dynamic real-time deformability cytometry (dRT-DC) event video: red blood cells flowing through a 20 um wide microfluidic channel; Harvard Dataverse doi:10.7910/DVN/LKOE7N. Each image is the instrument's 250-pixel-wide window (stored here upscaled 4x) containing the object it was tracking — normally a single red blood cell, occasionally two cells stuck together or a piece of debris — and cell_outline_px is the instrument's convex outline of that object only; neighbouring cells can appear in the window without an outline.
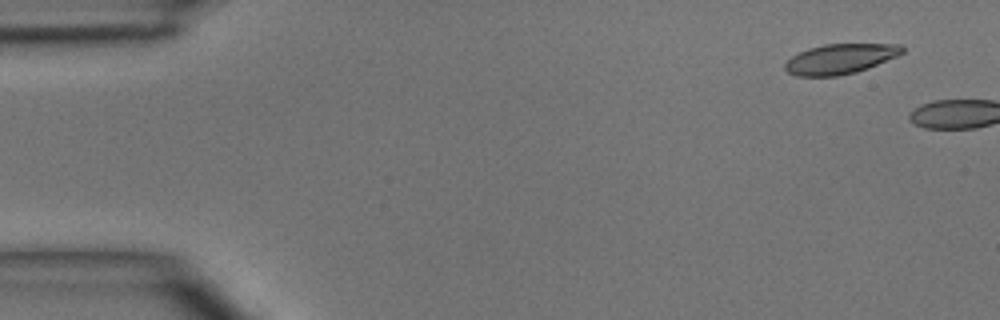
{"species": "common noctule bat (a hibernating species)", "species_latin": "Nyctalus noctula", "temperature_condition": "room temperature", "stored_images_in_passage": 2, "camera_frame_rate_fps": 3000, "um_per_image_px": 0.085, "animal": {"sex": "male", "body_mass_g": 15.6}, "frame": {"image": 1, "passage_image": 1, "time_ms": 0.0, "image_size_px": [1000, 320], "cell_outline_px": [[904, 52], [896, 56], [868, 68], [856, 72], [836, 76], [796, 76], [788, 72], [784, 68], [784, 64], [792, 56], [808, 48], [824, 44], [900, 44], [904, 48]], "centroid_in_image_um": [71.4, 5.0], "position_along_channel_um": 13.6, "area_um2": 20.4}}